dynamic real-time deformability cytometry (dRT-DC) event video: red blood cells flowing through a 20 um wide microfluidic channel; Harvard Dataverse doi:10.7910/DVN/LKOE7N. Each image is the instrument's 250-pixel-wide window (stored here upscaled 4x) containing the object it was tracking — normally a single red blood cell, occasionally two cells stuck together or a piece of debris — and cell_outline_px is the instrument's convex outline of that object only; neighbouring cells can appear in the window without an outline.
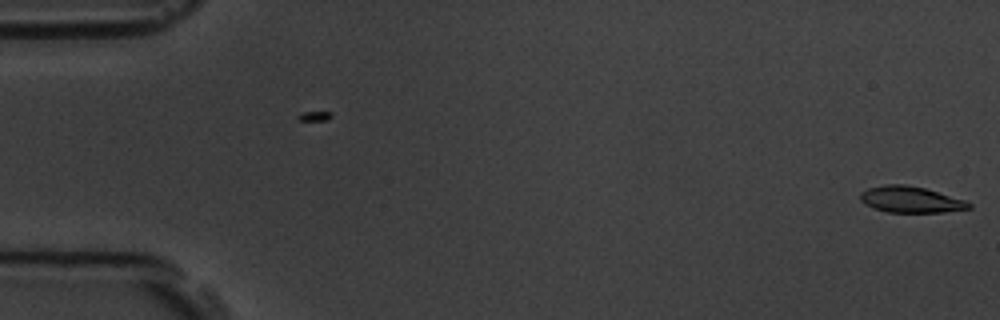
{"species": "common noctule bat (a hibernating species)", "species_latin": "Nyctalus noctula", "temperature_condition": "room temperature", "stored_images_in_passage": 2, "camera_frame_rate_fps": 3000, "um_per_image_px": 0.085, "animal": {"sex": "male", "body_mass_g": 19.5, "forearm_length_mm": 54.6}, "frame": {"image": 1, "passage_image": 2, "time_ms": 1.333, "image_size_px": [1000, 320], "cell_outline_px": [[972, 208], [944, 212], [888, 212], [872, 208], [864, 204], [860, 200], [860, 192], [868, 188], [884, 184], [904, 184], [924, 188], [964, 200], [972, 204]], "centroid_in_image_um": [77.37, 16.96], "position_along_channel_um": 7.6, "area_um2": 16.59}}